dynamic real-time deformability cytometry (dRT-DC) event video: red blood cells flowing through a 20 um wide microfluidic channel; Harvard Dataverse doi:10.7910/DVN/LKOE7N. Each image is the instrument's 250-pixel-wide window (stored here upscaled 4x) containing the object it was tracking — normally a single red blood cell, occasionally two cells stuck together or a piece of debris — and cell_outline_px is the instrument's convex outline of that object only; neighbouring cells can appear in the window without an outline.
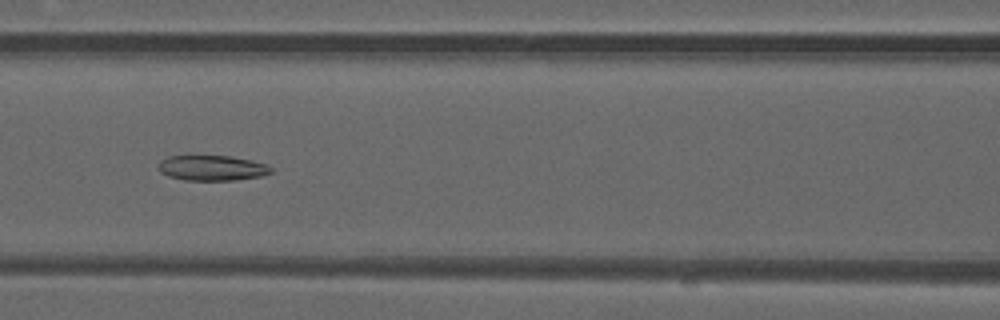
{"species": "common noctule bat (a hibernating species)", "species_latin": "Nyctalus noctula", "temperature_condition": "warm", "stored_images_in_passage": 39, "camera_frame_rate_fps": 3000, "um_per_image_px": 0.085, "animal": {"sex": "male", "forearm_length_mm": 52.5}, "frame": {"image": 1, "passage_image": 11, "time_ms": 3.333, "image_size_px": [1000, 320], "cell_outline_px": [[272, 172], [260, 176], [236, 180], [184, 180], [168, 176], [160, 172], [160, 160], [168, 156], [228, 156], [252, 160], [264, 164], [272, 168]], "centroid_in_image_um": [18.01, 14.28], "position_along_channel_um": 148.6, "area_um2": 16.42}}
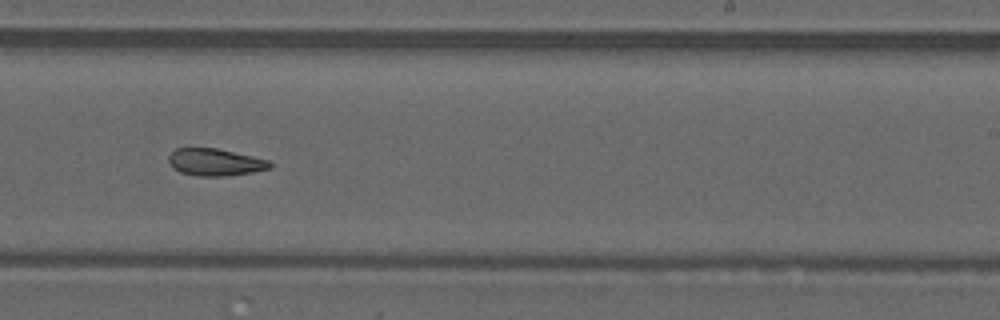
{"frame": {"image": 2, "passage_image": 20, "time_ms": 6.333, "image_size_px": [1000, 320], "cell_outline_px": [[272, 168], [252, 172], [228, 176], [200, 176], [180, 172], [172, 168], [168, 160], [168, 156], [176, 148], [216, 148], [252, 156], [268, 160], [272, 164]], "centroid_in_image_um": [18.28, 13.79], "position_along_channel_um": 270.7, "area_um2": 16.01}}
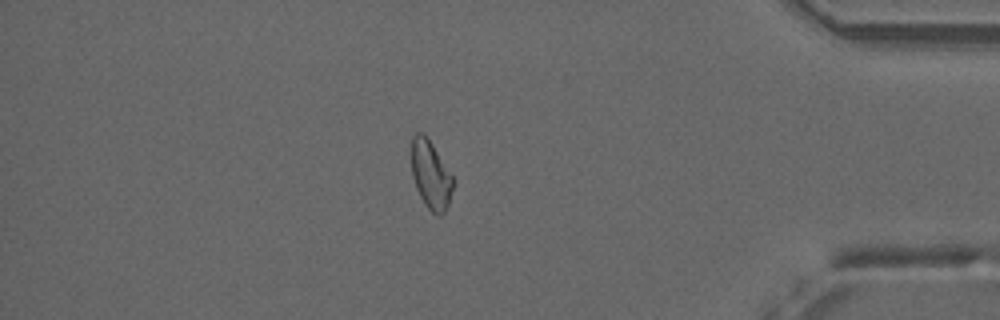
{"frame": {"image": 3, "passage_image": 32, "time_ms": 10.333, "image_size_px": [1000, 320], "cell_outline_px": [[456, 180], [448, 204], [444, 212], [440, 216], [436, 216], [424, 204], [416, 188], [412, 176], [412, 136], [416, 132], [424, 132]], "centroid_in_image_um": [36.63, 14.87], "position_along_channel_um": 398.6, "area_um2": 16.76}, "authors_computed_cell_mechanics": {"area_um2": 16.9354, "velocity_mm_per_s": 4.0881, "shape_relaxation_time_tau1_ms": null, "shape_relaxation_time_tau2_ms": 5.9637, "deformation_change_tau1": null, "deformation_change_tau2": 0.1493}}